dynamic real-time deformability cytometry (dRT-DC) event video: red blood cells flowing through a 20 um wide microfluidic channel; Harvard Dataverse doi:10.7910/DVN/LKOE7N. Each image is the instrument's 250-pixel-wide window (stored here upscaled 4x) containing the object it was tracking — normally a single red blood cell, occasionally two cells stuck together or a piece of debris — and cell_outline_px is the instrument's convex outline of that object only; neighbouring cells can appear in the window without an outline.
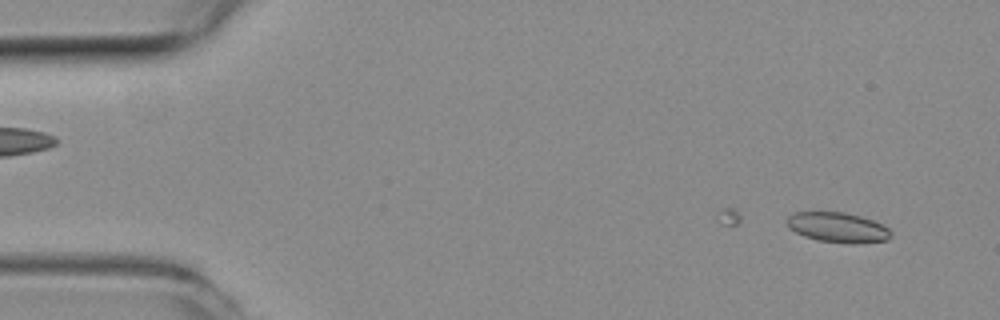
{"species": "common noctule bat (a hibernating species)", "species_latin": "Nyctalus noctula", "temperature_condition": "room temperature", "stored_images_in_passage": 18, "camera_frame_rate_fps": 3000, "um_per_image_px": 0.085, "animal": {"sex": "female", "body_mass_g": 19.3, "forearm_length_mm": 54.1}, "frame": {"image": 1, "passage_image": 3, "time_ms": 0.667, "image_size_px": [1000, 320], "cell_outline_px": [[892, 236], [888, 240], [856, 244], [852, 244], [816, 240], [804, 236], [788, 228], [784, 220], [792, 212], [844, 212], [860, 216], [872, 220], [888, 228], [892, 232]], "centroid_in_image_um": [71.18, 19.33], "position_along_channel_um": 13.8, "area_um2": 18.44}}
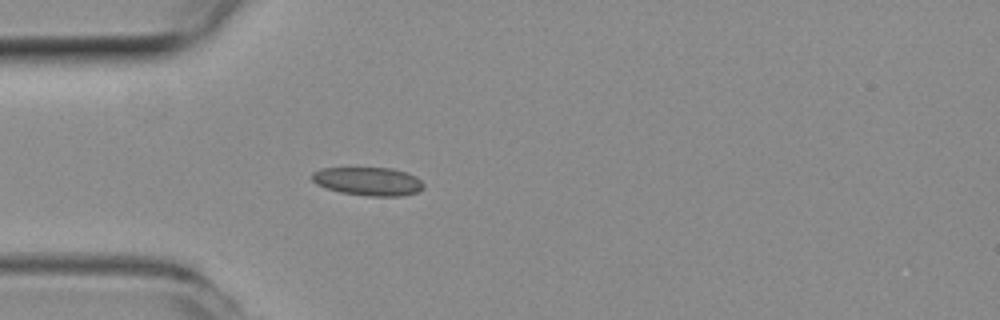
{"frame": {"image": 2, "passage_image": 14, "time_ms": 4.333, "image_size_px": [1000, 320], "cell_outline_px": [[424, 188], [416, 192], [404, 196], [368, 196], [340, 192], [316, 184], [312, 180], [312, 172], [320, 168], [392, 168], [416, 176], [424, 184]], "centroid_in_image_um": [31.3, 15.41], "position_along_channel_um": 53.7, "area_um2": 18.44}}